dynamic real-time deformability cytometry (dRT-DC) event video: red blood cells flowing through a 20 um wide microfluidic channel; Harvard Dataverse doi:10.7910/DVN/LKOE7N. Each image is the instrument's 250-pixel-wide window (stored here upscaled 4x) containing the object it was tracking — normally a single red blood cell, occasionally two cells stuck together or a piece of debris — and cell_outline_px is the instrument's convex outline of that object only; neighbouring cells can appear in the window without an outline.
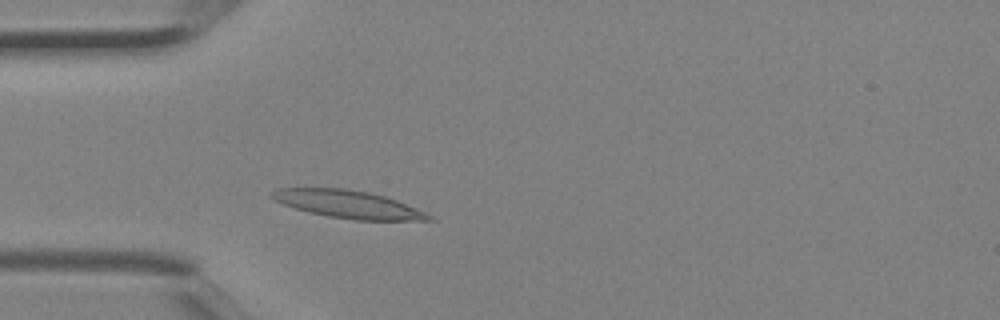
{"species": "Egyptian fruit bat (a non-hibernating species)", "species_latin": "Rousettus aegyptiacus", "temperature_condition": "room temperature", "stored_images_in_passage": 2, "camera_frame_rate_fps": 3000, "um_per_image_px": 0.085, "animal": {"sex": "female"}, "frame": {"image": 1, "passage_image": 2, "time_ms": 0.333, "image_size_px": [1000, 320], "cell_outline_px": [[436, 220], [356, 220], [328, 216], [308, 212], [284, 204], [268, 196], [276, 188], [344, 188], [368, 192], [384, 196], [396, 200], [416, 208], [432, 216]], "centroid_in_image_um": [29.58, 17.36], "position_along_channel_um": 55.4, "area_um2": 25.09}}